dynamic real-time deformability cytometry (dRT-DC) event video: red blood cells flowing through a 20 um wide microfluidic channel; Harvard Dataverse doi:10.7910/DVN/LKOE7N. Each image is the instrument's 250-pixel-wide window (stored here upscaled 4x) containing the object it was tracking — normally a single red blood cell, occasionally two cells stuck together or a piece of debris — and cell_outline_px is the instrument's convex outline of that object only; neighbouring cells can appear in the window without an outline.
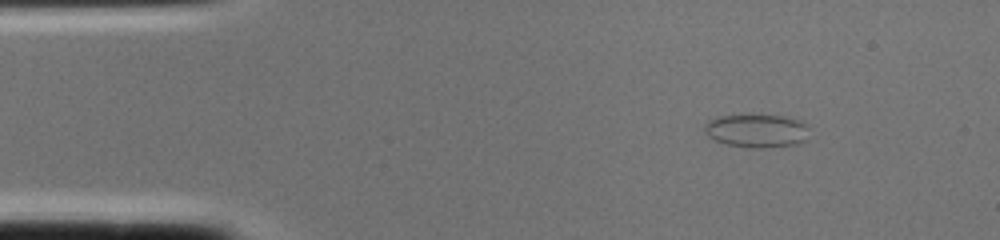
{"species": "common noctule bat (a hibernating species)", "species_latin": "Nyctalus noctula", "temperature_condition": "cold", "stored_images_in_passage": 2, "camera_frame_rate_fps": 3000, "um_per_image_px": 0.085, "animal": {"sex": "female", "body_mass_g": 22.0, "forearm_length_mm": 56.7}, "frame": {"image": 1, "passage_image": 2, "time_ms": 0.333, "image_size_px": [1000, 240], "cell_outline_px": [[808, 128], [804, 140], [796, 144], [764, 148], [748, 148], [728, 144], [716, 140], [708, 136], [704, 132], [704, 124], [708, 120], [720, 116], [784, 116], [796, 120], [804, 124]], "centroid_in_image_um": [64.26, 11.13], "position_along_channel_um": 20.7, "area_um2": 19.88}}